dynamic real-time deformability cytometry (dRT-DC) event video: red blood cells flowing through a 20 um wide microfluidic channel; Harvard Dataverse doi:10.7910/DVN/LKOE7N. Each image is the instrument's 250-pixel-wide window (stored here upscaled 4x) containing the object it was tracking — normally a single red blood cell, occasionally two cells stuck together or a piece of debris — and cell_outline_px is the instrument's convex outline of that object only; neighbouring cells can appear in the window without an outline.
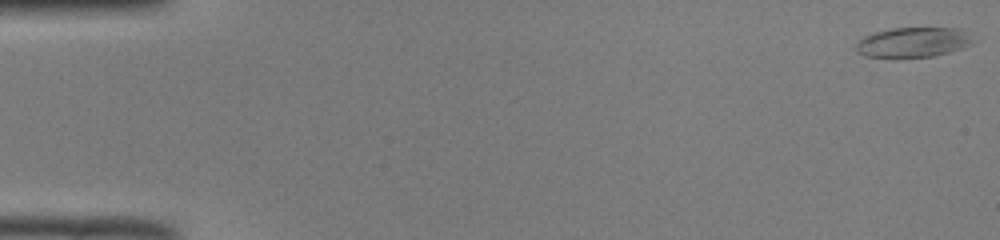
{"species": "common noctule bat (a hibernating species)", "species_latin": "Nyctalus noctula", "temperature_condition": "room temperature", "stored_images_in_passage": 29, "camera_frame_rate_fps": 3000, "um_per_image_px": 0.085, "animal": {"sex": "male", "body_mass_g": 19.0, "forearm_length_mm": 50.8}, "frame": {"image": 1, "passage_image": 1, "time_ms": 0.0, "image_size_px": [1000, 240], "cell_outline_px": [[976, 40], [972, 44], [948, 52], [932, 56], [892, 60], [864, 56], [856, 52], [856, 44], [864, 36], [876, 32], [892, 28], [960, 28]], "centroid_in_image_um": [77.56, 3.63], "position_along_channel_um": 7.4, "area_um2": 20.98}}
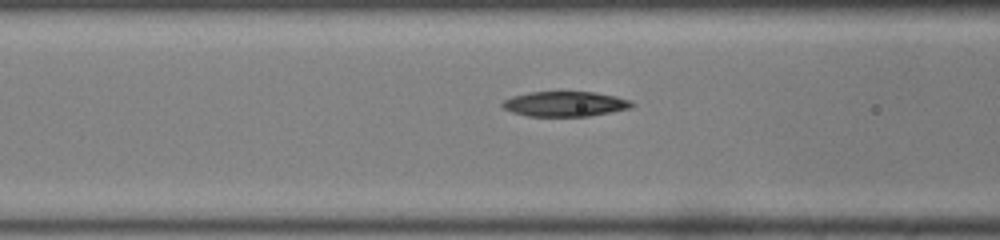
{"frame": {"image": 2, "passage_image": 21, "time_ms": 6.667, "image_size_px": [1000, 240], "cell_outline_px": [[636, 104], [632, 108], [612, 112], [588, 116], [528, 116], [512, 112], [504, 108], [500, 104], [504, 100], [512, 96], [528, 92], [596, 92], [616, 96], [632, 100]], "centroid_in_image_um": [48.07, 8.83], "position_along_channel_um": 118.5, "area_um2": 19.07}}
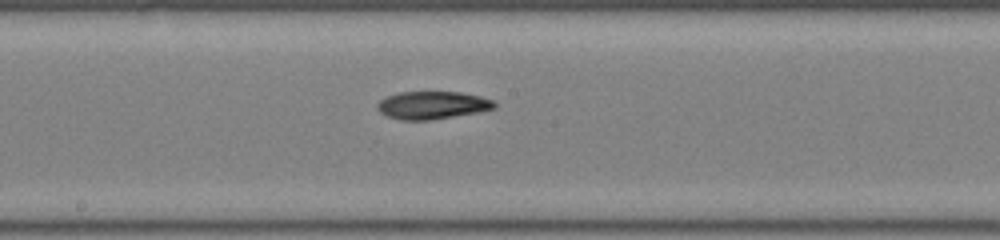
{"frame": {"image": 3, "passage_image": 28, "time_ms": 9.0, "image_size_px": [1000, 240], "cell_outline_px": [[496, 108], [480, 112], [428, 120], [400, 120], [388, 116], [380, 112], [376, 108], [376, 104], [384, 96], [400, 92], [460, 92], [480, 96], [492, 100], [496, 104]], "centroid_in_image_um": [36.72, 8.94], "position_along_channel_um": 211.5, "area_um2": 19.02}}